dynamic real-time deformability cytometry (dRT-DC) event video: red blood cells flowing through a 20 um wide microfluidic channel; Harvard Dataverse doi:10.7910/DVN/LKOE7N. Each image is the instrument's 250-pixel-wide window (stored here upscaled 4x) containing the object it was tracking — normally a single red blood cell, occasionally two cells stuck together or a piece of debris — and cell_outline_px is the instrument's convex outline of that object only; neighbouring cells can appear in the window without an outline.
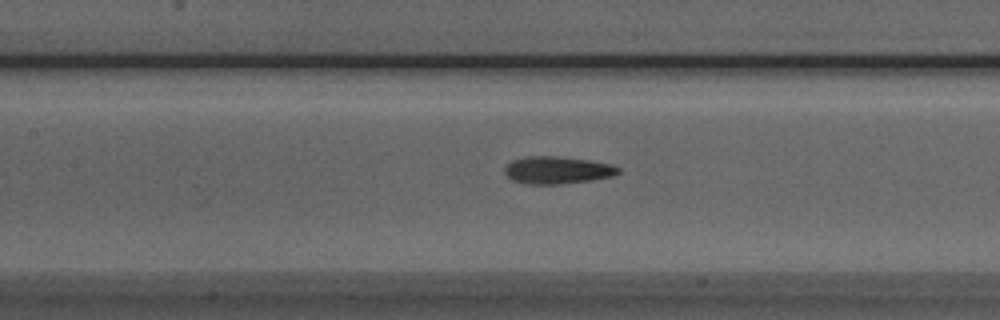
{"species": "Egyptian fruit bat (a non-hibernating species)", "species_latin": "Rousettus aegyptiacus", "temperature_condition": "room temperature", "stored_images_in_passage": 32, "camera_frame_rate_fps": 3000, "um_per_image_px": 0.085, "animal": {"sex": "male"}, "frame": {"image": 1, "passage_image": 14, "time_ms": 4.333, "image_size_px": [1000, 320], "cell_outline_px": [[620, 172], [612, 176], [592, 180], [560, 184], [528, 184], [512, 180], [504, 172], [504, 168], [512, 160], [524, 156], [556, 156], [588, 160], [612, 164], [620, 168]], "centroid_in_image_um": [47.37, 14.46], "position_along_channel_um": 160.0, "area_um2": 18.15}}
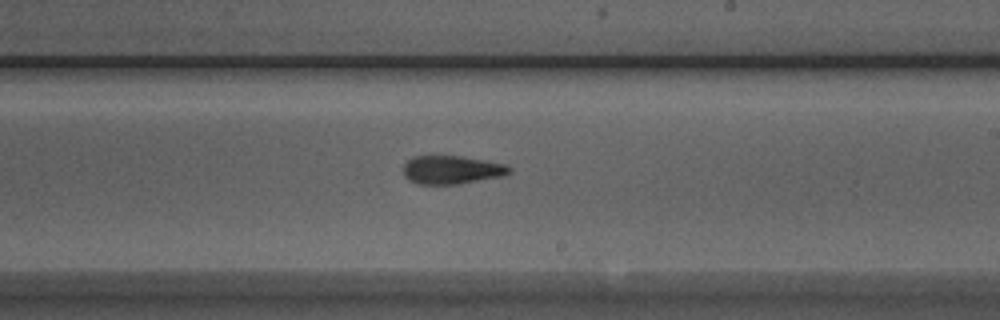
{"frame": {"image": 2, "passage_image": 21, "time_ms": 6.667, "image_size_px": [1000, 320], "cell_outline_px": [[512, 172], [504, 176], [460, 184], [416, 184], [408, 180], [404, 176], [404, 164], [412, 156], [460, 156], [484, 160], [504, 164], [512, 168]], "centroid_in_image_um": [38.4, 14.44], "position_along_channel_um": 250.6, "area_um2": 17.69}}
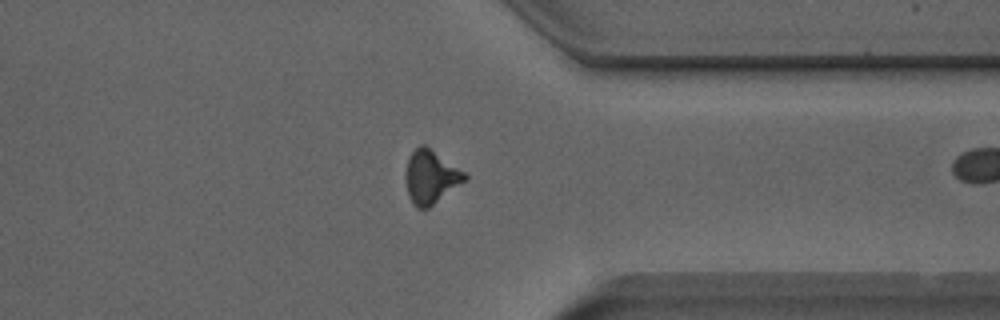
{"frame": {"image": 3, "passage_image": 31, "time_ms": 10.0, "image_size_px": [1000, 320], "cell_outline_px": [[468, 176], [464, 180], [428, 208], [416, 208], [412, 204], [408, 196], [404, 180], [404, 172], [408, 156], [420, 144], [424, 144], [464, 172]], "centroid_in_image_um": [36.52, 15.03], "position_along_channel_um": 374.9, "area_um2": 18.21}}